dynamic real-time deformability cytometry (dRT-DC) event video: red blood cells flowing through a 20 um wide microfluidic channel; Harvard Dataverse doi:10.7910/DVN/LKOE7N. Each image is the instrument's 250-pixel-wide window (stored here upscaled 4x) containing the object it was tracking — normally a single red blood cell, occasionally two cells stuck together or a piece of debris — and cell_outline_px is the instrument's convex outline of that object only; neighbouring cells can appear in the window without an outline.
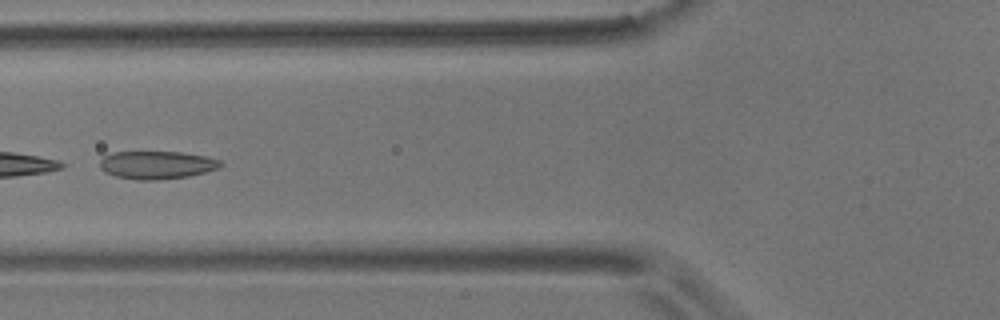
{"species": "common noctule bat (a hibernating species)", "species_latin": "Nyctalus noctula", "temperature_condition": "room temperature", "stored_images_in_passage": 7, "camera_frame_rate_fps": 3000, "um_per_image_px": 0.085, "animal": {"sex": "male", "body_mass_g": 17.9}, "frame": {"image": 1, "passage_image": 4, "time_ms": 1.0, "image_size_px": [1000, 320], "cell_outline_px": [[224, 164], [220, 168], [188, 176], [156, 180], [136, 180], [116, 176], [104, 172], [100, 168], [100, 160], [104, 156], [112, 152], [180, 152], [208, 156], [220, 160]], "centroid_in_image_um": [13.34, 14.02], "position_along_channel_um": 112.5, "area_um2": 19.77}}